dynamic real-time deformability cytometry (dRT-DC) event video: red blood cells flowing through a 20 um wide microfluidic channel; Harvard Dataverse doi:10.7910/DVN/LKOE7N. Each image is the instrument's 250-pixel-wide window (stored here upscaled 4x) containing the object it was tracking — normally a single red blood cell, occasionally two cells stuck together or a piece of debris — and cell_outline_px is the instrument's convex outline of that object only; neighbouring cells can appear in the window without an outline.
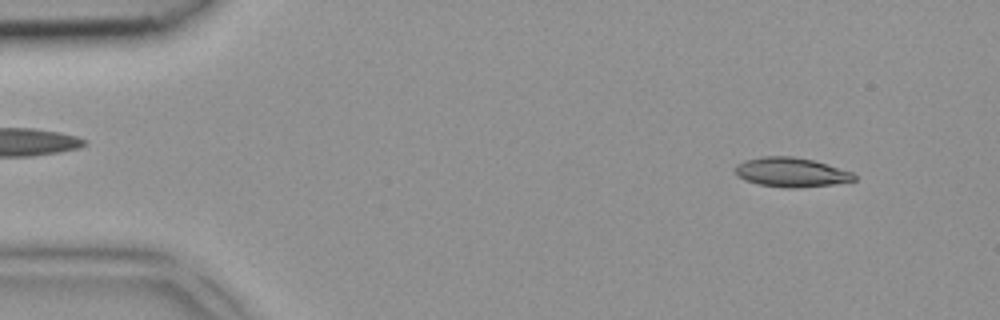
{"species": "common noctule bat (a hibernating species)", "species_latin": "Nyctalus noctula", "temperature_condition": "room temperature", "stored_images_in_passage": 5, "camera_frame_rate_fps": 3000, "um_per_image_px": 0.085, "animal": {"sex": "female", "body_mass_g": 18.4}, "frame": {"image": 1, "passage_image": 1, "time_ms": 0.0, "image_size_px": [1000, 320], "cell_outline_px": [[856, 180], [832, 184], [800, 188], [784, 188], [760, 184], [744, 180], [736, 176], [736, 164], [744, 160], [764, 156], [792, 156], [812, 160], [852, 172], [856, 176]], "centroid_in_image_um": [67.22, 14.65], "position_along_channel_um": 17.8, "area_um2": 20.29}}